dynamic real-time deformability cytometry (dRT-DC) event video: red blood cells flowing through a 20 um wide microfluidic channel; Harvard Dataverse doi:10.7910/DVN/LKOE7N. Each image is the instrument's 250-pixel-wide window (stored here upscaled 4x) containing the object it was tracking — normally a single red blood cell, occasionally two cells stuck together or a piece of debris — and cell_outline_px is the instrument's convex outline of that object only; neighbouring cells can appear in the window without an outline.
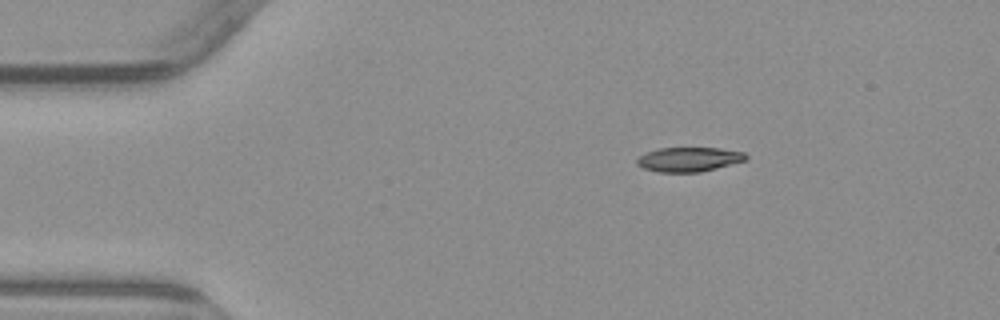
{"species": "common noctule bat (a hibernating species)", "species_latin": "Nyctalus noctula", "temperature_condition": "warm", "stored_images_in_passage": 3, "camera_frame_rate_fps": 3000, "um_per_image_px": 0.085, "animal": {"sex": "male", "body_mass_g": 23.1, "forearm_length_mm": 52.7}, "frame": {"image": 1, "passage_image": 1, "time_ms": 0.0, "image_size_px": [1000, 320], "cell_outline_px": [[748, 160], [700, 172], [656, 172], [644, 168], [636, 164], [636, 160], [644, 152], [660, 148], [720, 148], [744, 152], [748, 156]], "centroid_in_image_um": [58.56, 13.54], "position_along_channel_um": 26.4, "area_um2": 15.61}}
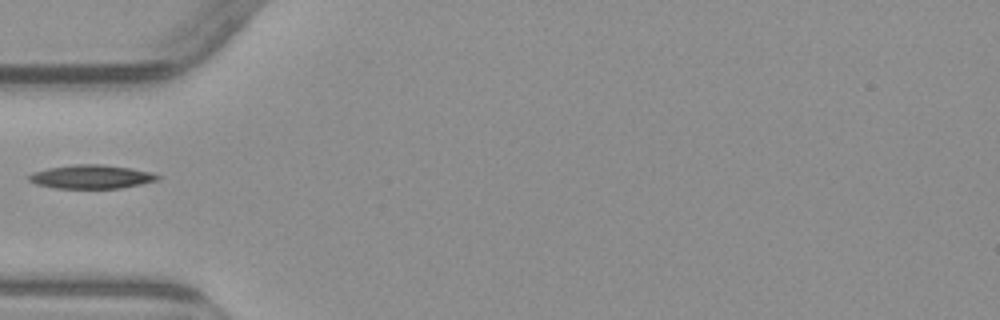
{"frame": {"image": 2, "passage_image": 3, "time_ms": 3.0, "image_size_px": [1000, 320], "cell_outline_px": [[160, 176], [156, 180], [140, 184], [120, 188], [52, 188], [36, 184], [28, 180], [28, 176], [32, 172], [48, 168], [76, 164], [100, 164], [132, 168], [152, 172]], "centroid_in_image_um": [7.73, 15.02], "position_along_channel_um": 77.3, "area_um2": 17.74}}